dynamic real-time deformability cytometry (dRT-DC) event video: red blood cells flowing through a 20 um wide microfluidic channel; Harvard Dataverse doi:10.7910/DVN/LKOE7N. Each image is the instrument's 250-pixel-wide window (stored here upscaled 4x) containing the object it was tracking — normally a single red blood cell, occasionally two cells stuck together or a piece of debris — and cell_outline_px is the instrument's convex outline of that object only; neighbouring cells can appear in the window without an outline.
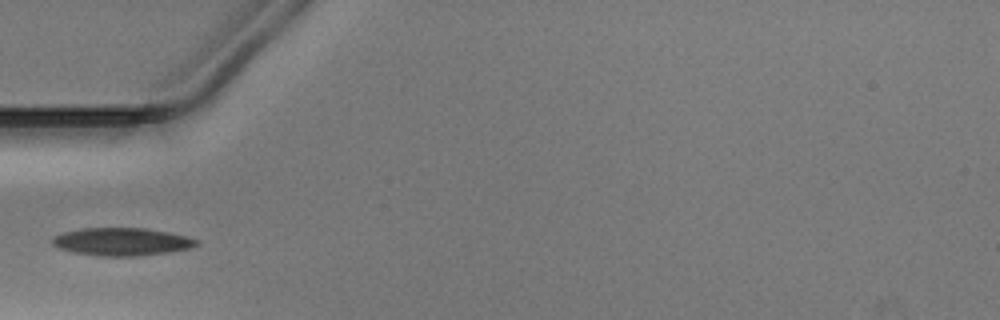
{"species": "Egyptian fruit bat (a non-hibernating species)", "species_latin": "Rousettus aegyptiacus", "temperature_condition": "warm", "stored_images_in_passage": 25, "camera_frame_rate_fps": 3000, "um_per_image_px": 0.085, "animal": {"sex": "male"}, "frame": {"image": 1, "passage_image": 1, "time_ms": 0.0, "image_size_px": [1000, 320], "cell_outline_px": [[200, 244], [192, 248], [136, 256], [100, 256], [76, 252], [56, 248], [52, 244], [52, 236], [64, 232], [84, 228], [144, 228], [168, 232], [188, 236], [200, 240]], "centroid_in_image_um": [10.37, 20.54], "position_along_channel_um": 74.6, "area_um2": 23.35}}
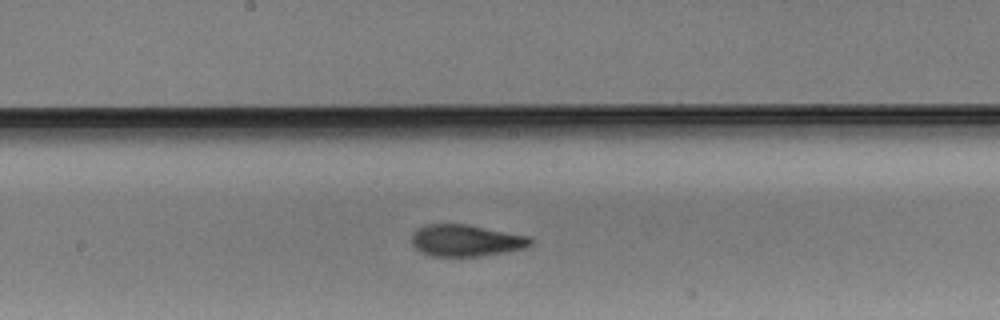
{"frame": {"image": 2, "passage_image": 11, "time_ms": 3.333, "image_size_px": [1000, 320], "cell_outline_px": [[532, 244], [524, 248], [484, 256], [432, 256], [416, 248], [412, 244], [412, 232], [416, 228], [424, 224], [468, 224], [532, 236]], "centroid_in_image_um": [39.63, 20.42], "position_along_channel_um": 208.6, "area_um2": 22.2}}
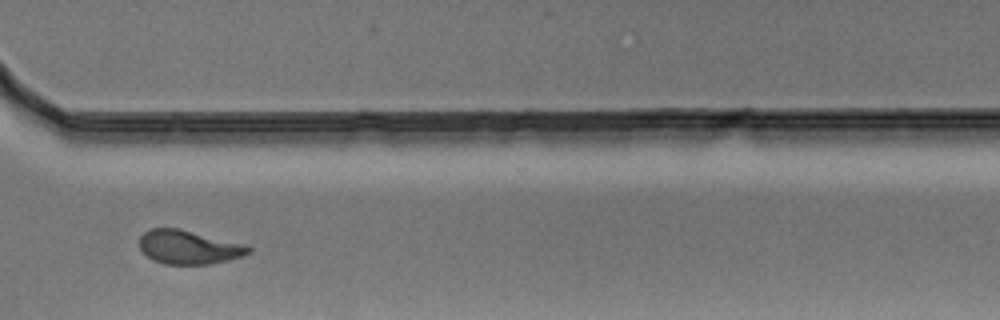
{"frame": {"image": 3, "passage_image": 22, "time_ms": 7.0, "image_size_px": [1000, 320], "cell_outline_px": [[252, 252], [228, 260], [208, 264], [164, 264], [152, 260], [140, 248], [140, 236], [144, 232], [152, 228], [180, 228], [244, 244], [252, 248]], "centroid_in_image_um": [16.03, 21.0], "position_along_channel_um": 354.6, "area_um2": 21.39}}